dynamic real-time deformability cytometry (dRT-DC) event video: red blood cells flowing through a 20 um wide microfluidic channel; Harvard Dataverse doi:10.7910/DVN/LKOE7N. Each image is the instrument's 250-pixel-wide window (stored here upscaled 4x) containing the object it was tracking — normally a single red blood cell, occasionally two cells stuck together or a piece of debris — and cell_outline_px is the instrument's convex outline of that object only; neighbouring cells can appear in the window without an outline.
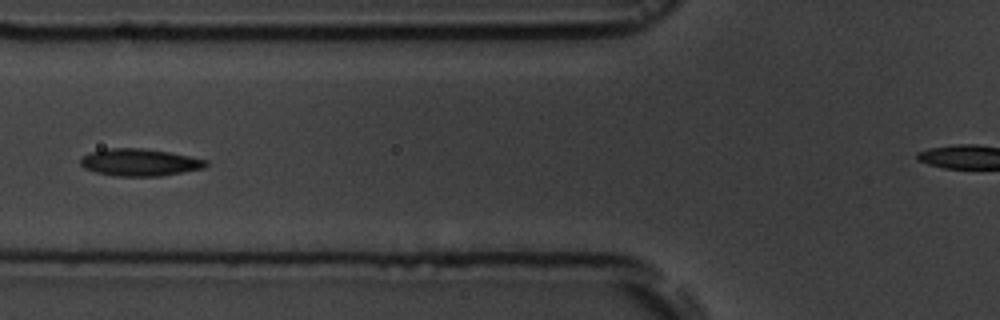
{"species": "common noctule bat (a hibernating species)", "species_latin": "Nyctalus noctula", "temperature_condition": "room temperature", "stored_images_in_passage": 6, "camera_frame_rate_fps": 3000, "um_per_image_px": 0.085, "animal": {"sex": "male", "body_mass_g": 19.5, "forearm_length_mm": 54.6}, "frame": {"image": 1, "passage_image": 6, "time_ms": 5.667, "image_size_px": [1000, 320], "cell_outline_px": [[208, 164], [204, 168], [160, 176], [116, 176], [96, 172], [84, 168], [80, 164], [80, 160], [84, 156], [92, 152], [112, 148], [140, 148], [168, 152], [208, 160]], "centroid_in_image_um": [11.88, 13.81], "position_along_channel_um": 113.9, "area_um2": 19.59}}